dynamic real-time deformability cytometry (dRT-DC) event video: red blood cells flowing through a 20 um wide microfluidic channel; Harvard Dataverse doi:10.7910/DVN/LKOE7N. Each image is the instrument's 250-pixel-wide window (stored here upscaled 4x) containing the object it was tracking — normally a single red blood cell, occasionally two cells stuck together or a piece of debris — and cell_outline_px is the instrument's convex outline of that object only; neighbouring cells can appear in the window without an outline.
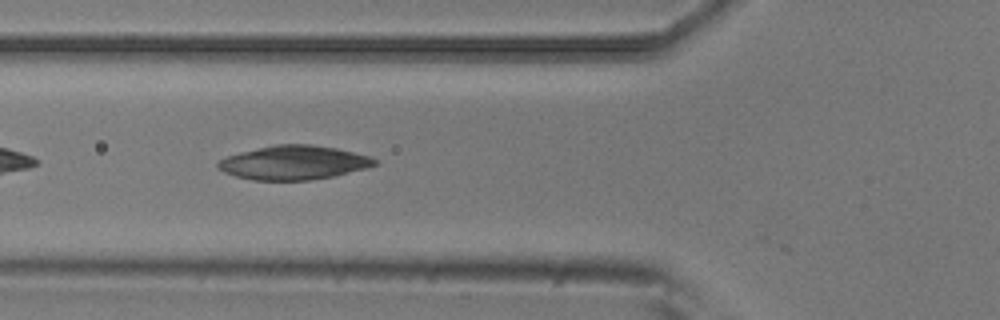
{"species": "common noctule bat (a hibernating species)", "species_latin": "Nyctalus noctula", "temperature_condition": "room temperature", "stored_images_in_passage": 5, "camera_frame_rate_fps": 3000, "um_per_image_px": 0.085, "animal": {"sex": "male", "body_mass_g": 20.5, "forearm_length_mm": 52.5}, "frame": {"image": 1, "passage_image": 4, "time_ms": 1.0, "image_size_px": [1000, 320], "cell_outline_px": [[380, 164], [368, 168], [332, 176], [308, 180], [252, 180], [236, 176], [224, 172], [216, 168], [216, 164], [220, 160], [228, 156], [240, 152], [276, 144], [312, 144], [336, 148], [368, 156], [376, 160]], "centroid_in_image_um": [24.96, 13.82], "position_along_channel_um": 100.8, "area_um2": 30.92}}
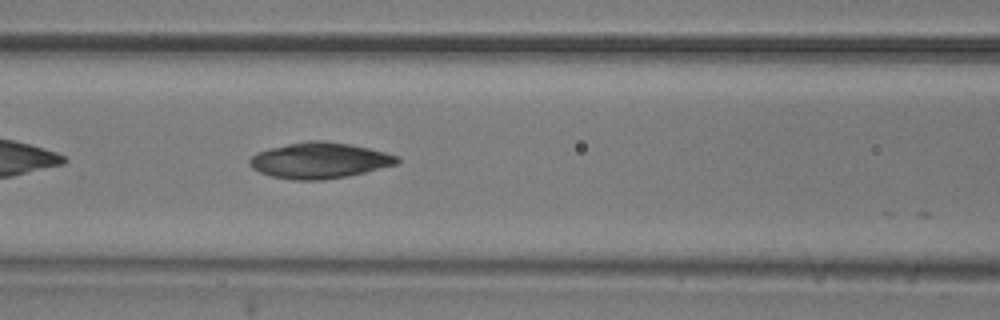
{"frame": {"image": 2, "passage_image": 5, "time_ms": 1.333, "image_size_px": [1000, 320], "cell_outline_px": [[400, 160], [396, 164], [348, 176], [324, 180], [292, 180], [272, 176], [260, 172], [252, 168], [248, 164], [248, 160], [256, 152], [268, 148], [308, 140], [324, 140], [348, 144], [368, 148], [400, 156]], "centroid_in_image_um": [27.12, 13.64], "position_along_channel_um": 139.5, "area_um2": 30.87}}